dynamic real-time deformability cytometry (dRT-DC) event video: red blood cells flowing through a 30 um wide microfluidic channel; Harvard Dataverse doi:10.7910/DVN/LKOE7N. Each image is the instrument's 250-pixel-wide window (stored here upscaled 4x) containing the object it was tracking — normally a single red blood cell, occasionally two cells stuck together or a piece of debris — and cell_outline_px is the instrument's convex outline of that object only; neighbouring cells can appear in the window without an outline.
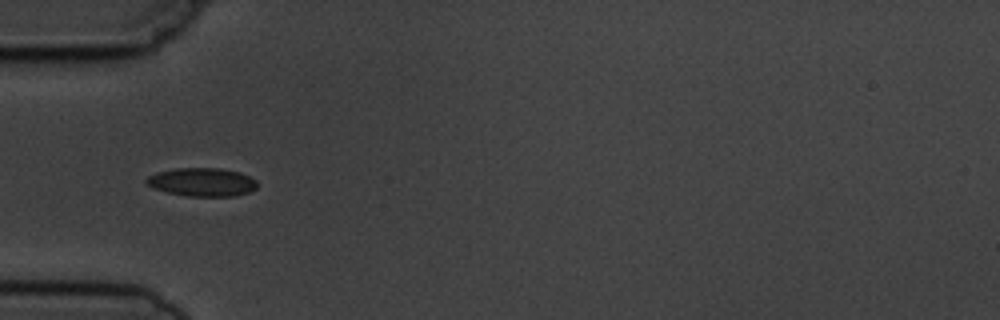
{"species": "common noctule bat (a hibernating species)", "species_latin": "Nyctalus noctula", "temperature_condition": "cold", "stored_images_in_passage": 6, "camera_frame_rate_fps": 3000, "um_per_image_px": 0.085, "animal": {"sex": "male", "body_mass_g": 19.5, "forearm_length_mm": 54.6}, "frame": {"image": 1, "passage_image": 4, "time_ms": 3.667, "image_size_px": [1000, 320], "cell_outline_px": [[256, 188], [248, 192], [236, 196], [188, 196], [168, 192], [156, 188], [148, 184], [144, 180], [148, 176], [156, 172], [176, 168], [220, 168], [240, 172], [256, 180]], "centroid_in_image_um": [17.18, 15.47], "position_along_channel_um": 67.8, "area_um2": 18.21}}
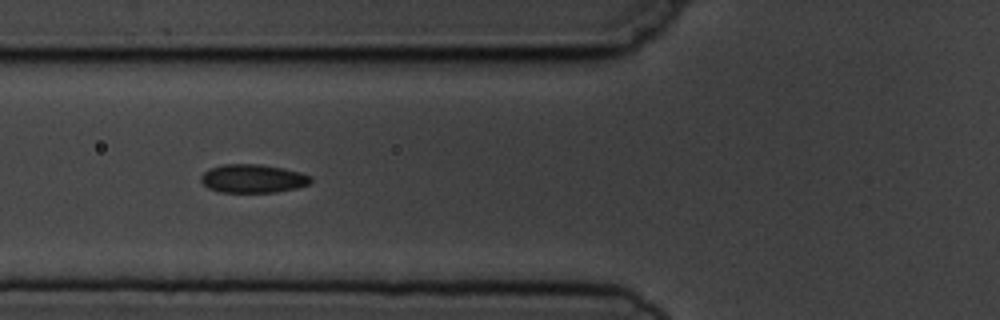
{"frame": {"image": 2, "passage_image": 5, "time_ms": 4.667, "image_size_px": [1000, 320], "cell_outline_px": [[312, 184], [296, 188], [276, 192], [220, 192], [208, 188], [200, 180], [200, 176], [204, 172], [212, 168], [224, 164], [260, 164], [284, 168], [300, 172], [312, 176]], "centroid_in_image_um": [21.54, 15.18], "position_along_channel_um": 104.3, "area_um2": 18.32}}
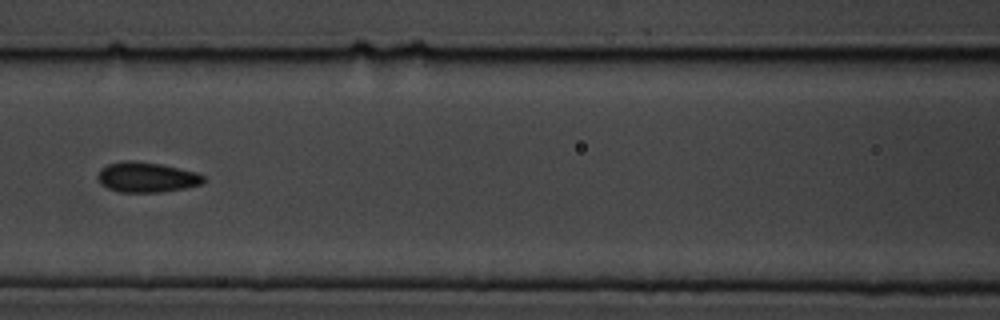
{"frame": {"image": 3, "passage_image": 6, "time_ms": 6.0, "image_size_px": [1000, 320], "cell_outline_px": [[204, 180], [200, 184], [184, 188], [160, 192], [116, 192], [100, 184], [96, 176], [100, 168], [108, 164], [124, 160], [132, 160], [160, 164], [196, 172], [204, 176]], "centroid_in_image_um": [12.39, 15.06], "position_along_channel_um": 154.2, "area_um2": 18.61}}